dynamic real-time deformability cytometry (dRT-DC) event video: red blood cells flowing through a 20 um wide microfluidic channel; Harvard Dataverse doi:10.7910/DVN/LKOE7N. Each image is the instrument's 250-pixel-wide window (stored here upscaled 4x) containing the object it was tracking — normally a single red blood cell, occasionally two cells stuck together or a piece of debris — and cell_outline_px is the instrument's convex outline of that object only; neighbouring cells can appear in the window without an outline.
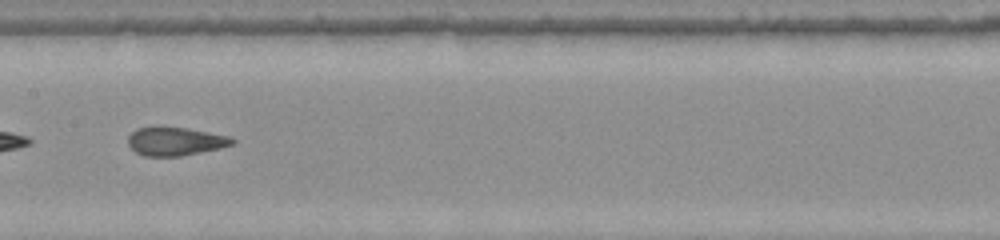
{"species": "common noctule bat (a hibernating species)", "species_latin": "Nyctalus noctula", "temperature_condition": "warm", "stored_images_in_passage": 34, "camera_frame_rate_fps": 3000, "um_per_image_px": 0.085, "animal": {"sex": "female", "body_mass_g": 22.0, "forearm_length_mm": 56.7}, "frame": {"image": 1, "passage_image": 10, "time_ms": 3.0, "image_size_px": [1000, 240], "cell_outline_px": [[236, 144], [220, 148], [180, 156], [144, 156], [136, 152], [128, 144], [128, 136], [136, 128], [156, 124], [188, 128], [228, 136], [236, 140]], "centroid_in_image_um": [14.87, 11.97], "position_along_channel_um": 192.5, "area_um2": 17.74}}